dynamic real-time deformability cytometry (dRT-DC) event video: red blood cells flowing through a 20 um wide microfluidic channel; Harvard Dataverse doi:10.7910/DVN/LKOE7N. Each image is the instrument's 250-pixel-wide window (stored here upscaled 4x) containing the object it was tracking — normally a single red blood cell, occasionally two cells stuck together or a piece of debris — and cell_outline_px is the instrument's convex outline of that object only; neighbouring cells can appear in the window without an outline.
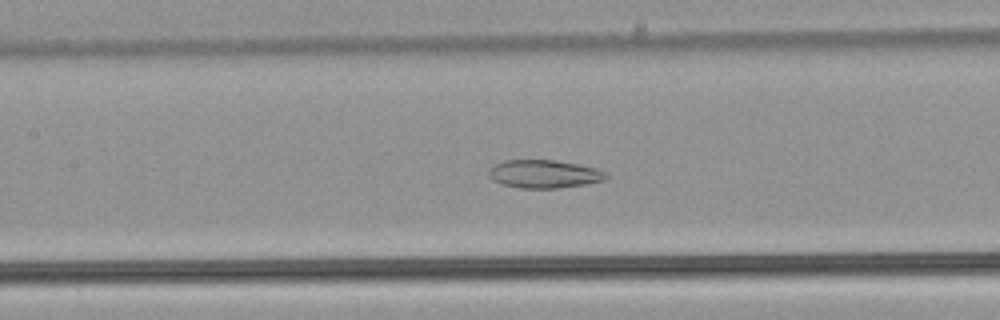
{"species": "common noctule bat (a hibernating species)", "species_latin": "Nyctalus noctula", "temperature_condition": "warm", "stored_images_in_passage": 54, "camera_frame_rate_fps": 3000, "um_per_image_px": 0.085, "animal": {"sex": "male", "body_mass_g": 21.5, "forearm_length_mm": 52.0}, "frame": {"image": 1, "passage_image": 26, "time_ms": 8.333, "image_size_px": [1000, 320], "cell_outline_px": [[608, 180], [588, 184], [560, 188], [520, 188], [500, 184], [492, 180], [488, 172], [496, 164], [504, 160], [556, 160], [596, 168], [604, 172], [608, 176]], "centroid_in_image_um": [46.28, 14.8], "position_along_channel_um": 161.1, "area_um2": 19.31}}
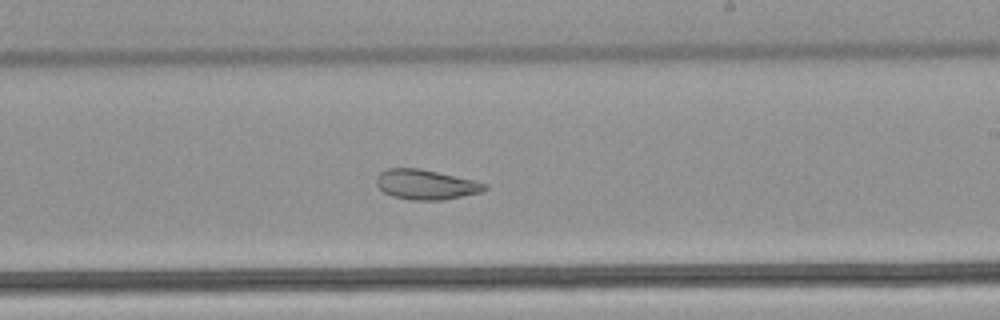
{"frame": {"image": 2, "passage_image": 33, "time_ms": 10.667, "image_size_px": [1000, 320], "cell_outline_px": [[488, 188], [480, 192], [440, 200], [412, 200], [392, 196], [384, 192], [376, 184], [376, 180], [380, 172], [388, 168], [420, 168], [476, 180], [488, 184]], "centroid_in_image_um": [36.21, 15.67], "position_along_channel_um": 252.8, "area_um2": 18.84}}
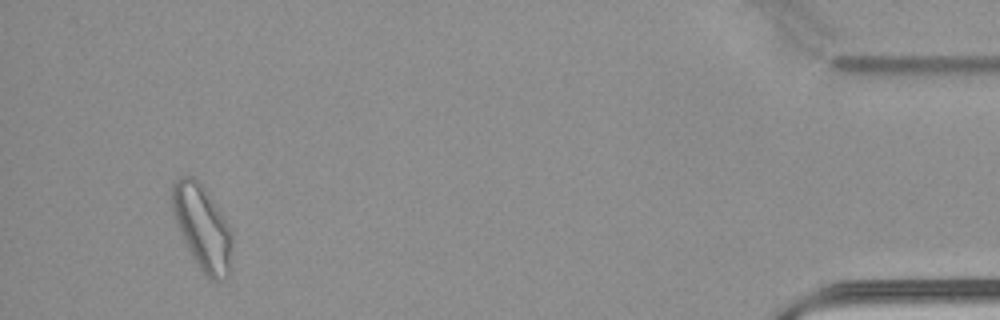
{"frame": {"image": 3, "passage_image": 51, "time_ms": 16.667, "image_size_px": [1000, 320], "cell_outline_px": [[232, 272], [224, 280], [212, 280], [196, 264], [176, 224], [172, 212], [172, 184], [180, 176], [192, 176], [208, 192], [228, 224], [232, 232]], "centroid_in_image_um": [17.23, 19.36], "position_along_channel_um": 418.0, "area_um2": 29.65}, "authors_computed_cell_mechanics": {"area_um2": 25.6054, "velocity_mm_per_s": 3.9371, "shape_relaxation_time_tau1_ms": null, "shape_relaxation_time_tau2_ms": 2.0067, "deformation_change_tau1": null, "deformation_change_tau2": 0.0765}}